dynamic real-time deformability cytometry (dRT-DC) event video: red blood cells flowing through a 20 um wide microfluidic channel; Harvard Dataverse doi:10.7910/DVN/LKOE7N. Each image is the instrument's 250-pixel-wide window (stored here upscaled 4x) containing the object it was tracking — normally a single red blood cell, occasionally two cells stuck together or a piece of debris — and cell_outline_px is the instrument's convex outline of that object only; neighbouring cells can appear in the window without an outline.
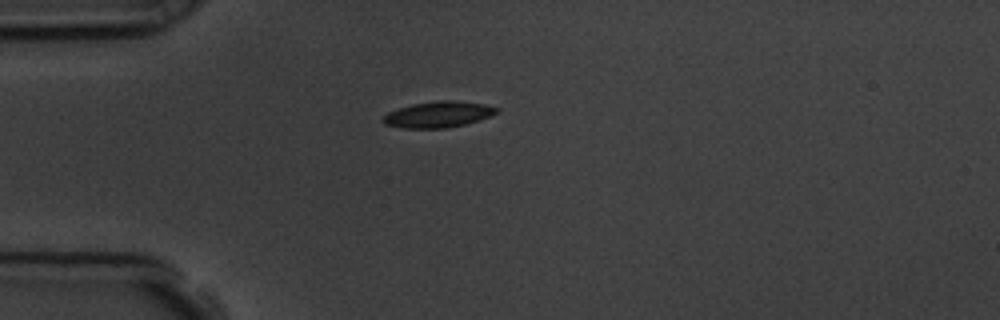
{"species": "common noctule bat (a hibernating species)", "species_latin": "Nyctalus noctula", "temperature_condition": "room temperature", "stored_images_in_passage": 43, "camera_frame_rate_fps": 3000, "um_per_image_px": 0.085, "animal": {"sex": "male", "body_mass_g": 19.5, "forearm_length_mm": 54.6}, "frame": {"image": 1, "passage_image": 1, "time_ms": 0.0, "image_size_px": [1000, 320], "cell_outline_px": [[500, 108], [496, 112], [480, 120], [448, 128], [404, 128], [384, 124], [380, 120], [388, 112], [412, 104], [440, 100], [456, 100], [484, 104]], "centroid_in_image_um": [37.23, 9.73], "position_along_channel_um": 47.8, "area_um2": 17.17}}
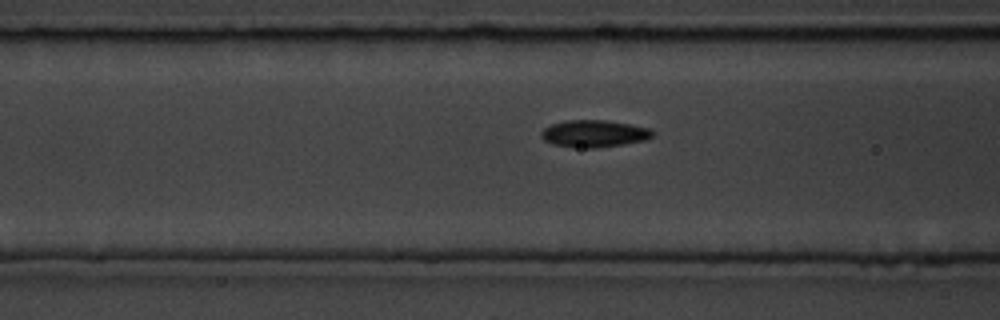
{"frame": {"image": 2, "passage_image": 8, "time_ms": 2.333, "image_size_px": [1000, 320], "cell_outline_px": [[656, 132], [652, 136], [644, 140], [624, 144], [596, 148], [588, 148], [552, 144], [544, 140], [540, 136], [540, 132], [544, 128], [552, 124], [564, 120], [604, 120], [632, 124], [652, 128]], "centroid_in_image_um": [50.52, 11.34], "position_along_channel_um": 116.1, "area_um2": 17.69}}
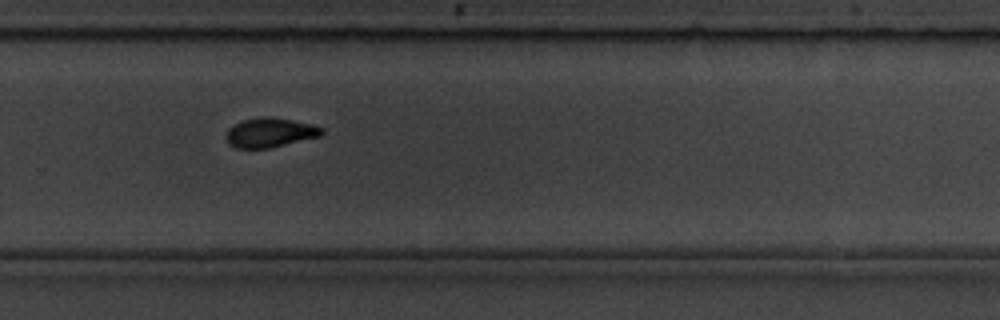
{"frame": {"image": 3, "passage_image": 24, "time_ms": 7.667, "image_size_px": [1000, 320], "cell_outline_px": [[324, 132], [320, 136], [268, 148], [236, 148], [228, 144], [228, 128], [232, 124], [240, 120], [264, 116], [272, 116], [312, 124], [324, 128]], "centroid_in_image_um": [22.95, 11.25], "position_along_channel_um": 306.9, "area_um2": 16.42}, "authors_computed_cell_mechanics": {"area_um2": 16.6464, "velocity_mm_per_s": 3.5824, "shape_relaxation_time_tau1_ms": 3.2285, "shape_relaxation_time_tau2_ms": 4.046, "deformation_change_tau1": 0.118, "deformation_change_tau2": 0.0619}}